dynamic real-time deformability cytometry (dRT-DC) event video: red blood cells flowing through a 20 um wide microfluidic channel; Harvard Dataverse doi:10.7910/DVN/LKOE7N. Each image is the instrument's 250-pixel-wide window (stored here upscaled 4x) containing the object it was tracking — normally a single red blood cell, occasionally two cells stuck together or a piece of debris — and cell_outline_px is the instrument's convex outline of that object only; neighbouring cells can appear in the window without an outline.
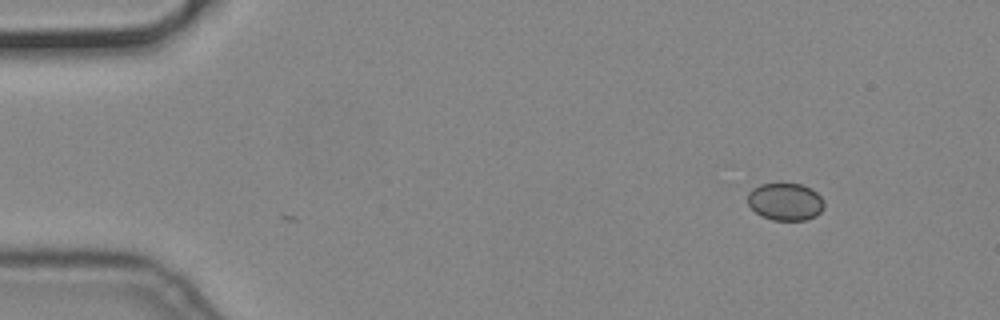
{"species": "common noctule bat (a hibernating species)", "species_latin": "Nyctalus noctula", "temperature_condition": "cold", "stored_images_in_passage": 12, "camera_frame_rate_fps": 3000, "um_per_image_px": 0.085, "animal": {"sex": "male", "body_mass_g": 19.2, "forearm_length_mm": 51.8}, "frame": {"image": 1, "passage_image": 1, "time_ms": 0.0, "image_size_px": [1000, 320], "cell_outline_px": [[824, 208], [816, 216], [804, 220], [772, 220], [760, 216], [748, 204], [748, 192], [752, 188], [760, 184], [800, 184], [812, 188], [824, 200]], "centroid_in_image_um": [66.76, 17.15], "position_along_channel_um": 18.2, "area_um2": 16.76}}